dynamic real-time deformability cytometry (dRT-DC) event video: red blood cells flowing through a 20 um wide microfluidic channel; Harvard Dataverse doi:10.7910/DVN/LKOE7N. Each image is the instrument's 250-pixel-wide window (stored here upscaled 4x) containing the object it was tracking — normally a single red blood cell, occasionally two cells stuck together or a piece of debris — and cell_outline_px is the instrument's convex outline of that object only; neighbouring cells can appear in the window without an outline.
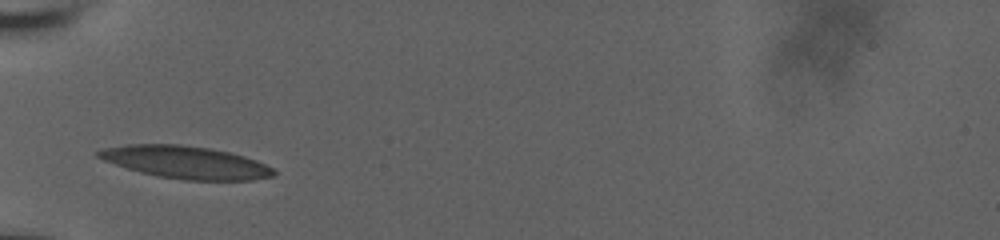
{"species": "human", "species_latin": "Homo sapiens", "temperature_condition": "room temperature", "stored_images_in_passage": 22, "camera_frame_rate_fps": 3000, "um_per_image_px": 0.085, "donor": {"sex": "male"}, "frame": {"image": 1, "passage_image": 1, "time_ms": 0.0, "image_size_px": [1000, 240], "cell_outline_px": [[276, 172], [272, 176], [252, 180], [184, 180], [156, 176], [140, 172], [104, 160], [96, 156], [96, 152], [104, 148], [128, 144], [180, 144], [208, 148], [232, 152], [256, 160], [272, 168]], "centroid_in_image_um": [15.79, 13.79], "position_along_channel_um": 69.2, "area_um2": 33.06}}
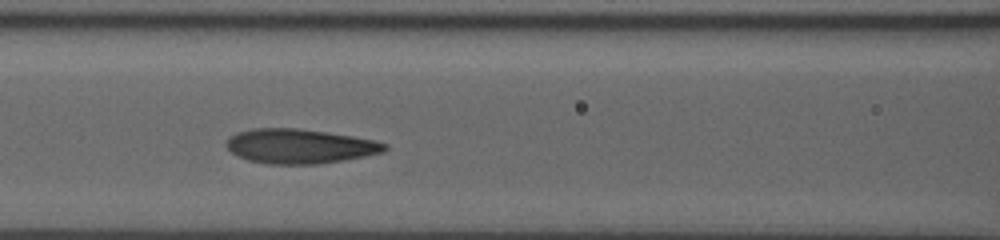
{"frame": {"image": 2, "passage_image": 13, "time_ms": 2.0, "image_size_px": [1000, 240], "cell_outline_px": [[388, 148], [384, 152], [364, 156], [316, 164], [268, 164], [248, 160], [232, 152], [224, 144], [228, 136], [236, 132], [252, 128], [296, 128], [328, 132], [352, 136], [372, 140], [388, 144]], "centroid_in_image_um": [25.43, 12.41], "position_along_channel_um": 141.2, "area_um2": 31.79}}
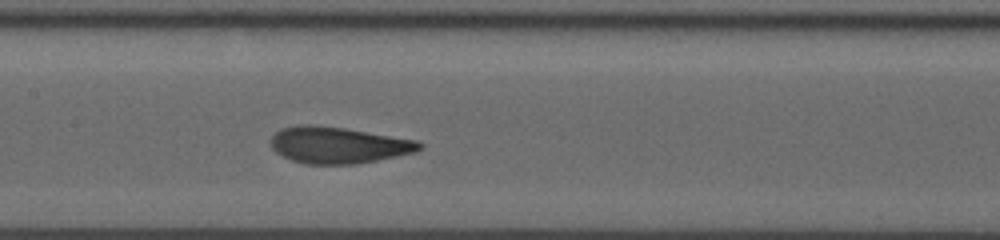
{"frame": {"image": 3, "passage_image": 19, "time_ms": 3.0, "image_size_px": [1000, 240], "cell_outline_px": [[424, 148], [416, 152], [356, 164], [304, 164], [292, 160], [276, 152], [272, 148], [272, 136], [280, 128], [300, 124], [316, 124], [344, 128], [416, 140], [424, 144]], "centroid_in_image_um": [28.76, 12.32], "position_along_channel_um": 178.6, "area_um2": 31.62}}